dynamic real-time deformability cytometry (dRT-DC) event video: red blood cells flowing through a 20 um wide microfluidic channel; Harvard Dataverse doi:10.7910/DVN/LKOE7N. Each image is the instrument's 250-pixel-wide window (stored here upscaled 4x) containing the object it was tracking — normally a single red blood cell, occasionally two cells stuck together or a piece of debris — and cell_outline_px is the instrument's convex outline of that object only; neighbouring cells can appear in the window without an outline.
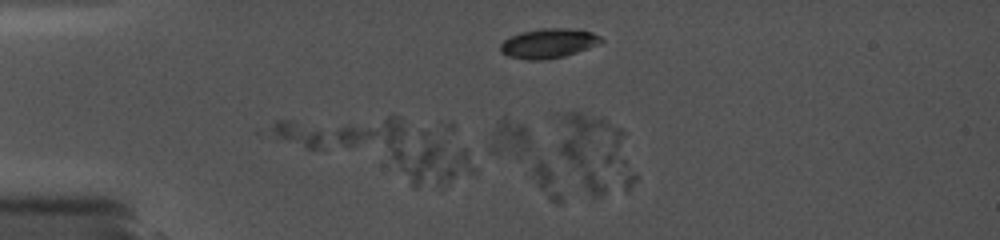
{"species": "common noctule bat (a hibernating species)", "species_latin": "Nyctalus noctula", "temperature_condition": "cold", "stored_images_in_passage": 9, "camera_frame_rate_fps": 5000, "um_per_image_px": 0.085, "animal": {"sex": "female", "body_mass_g": 19.0, "forearm_length_mm": 56.7}, "frame": {"image": 1, "passage_image": 8, "time_ms": 3.4, "image_size_px": [1000, 240], "cell_outline_px": [[564, 200], [560, 204], [556, 204], [548, 200], [492, 152], [488, 148], [496, 124], [504, 116], [520, 124], [524, 128], [548, 164]], "centroid_in_image_um": [44.56, 13.44], "position_along_channel_um": 40.4, "area_um2": 20.29}}